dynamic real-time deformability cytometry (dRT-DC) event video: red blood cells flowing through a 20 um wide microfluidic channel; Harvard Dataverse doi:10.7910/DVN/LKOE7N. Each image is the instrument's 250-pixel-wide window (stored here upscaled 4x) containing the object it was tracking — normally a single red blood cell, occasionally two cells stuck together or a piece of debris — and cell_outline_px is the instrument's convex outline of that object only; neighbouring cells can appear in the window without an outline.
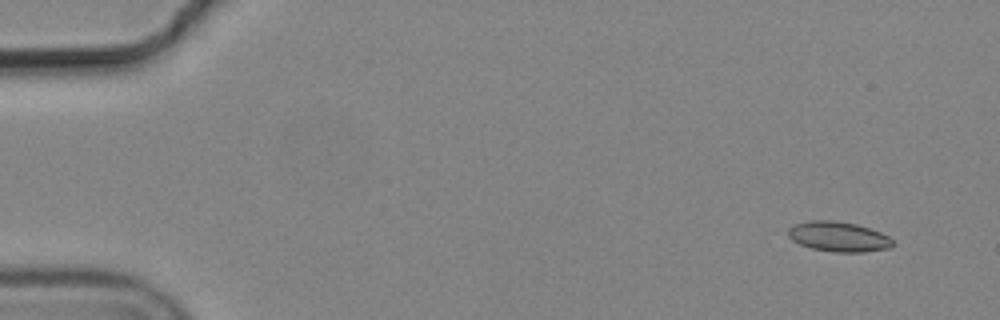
{"species": "common noctule bat (a hibernating species)", "species_latin": "Nyctalus noctula", "temperature_condition": "cold", "stored_images_in_passage": 7, "camera_frame_rate_fps": 3000, "um_per_image_px": 0.085, "animal": {"sex": "male", "body_mass_g": 19.2, "forearm_length_mm": 51.8}, "frame": {"image": 1, "passage_image": 1, "time_ms": 0.0, "image_size_px": [1000, 320], "cell_outline_px": [[896, 244], [892, 248], [864, 252], [836, 252], [812, 248], [800, 244], [792, 240], [788, 236], [788, 228], [796, 224], [808, 220], [836, 220], [856, 224], [880, 232], [888, 236]], "centroid_in_image_um": [71.3, 20.11], "position_along_channel_um": 13.7, "area_um2": 18.38}}
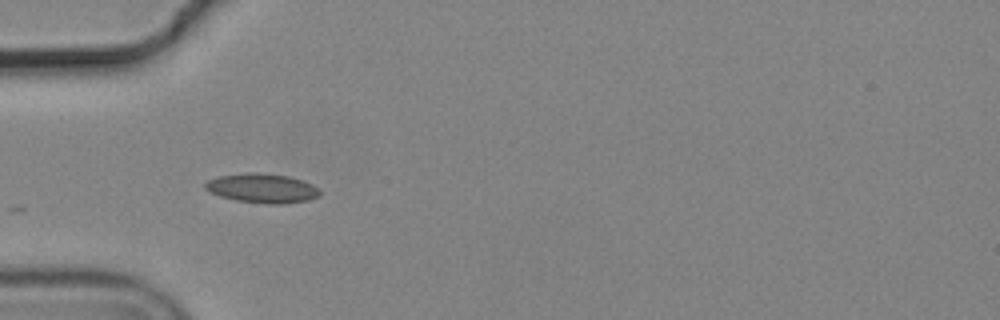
{"frame": {"image": 2, "passage_image": 5, "time_ms": 1.333, "image_size_px": [1000, 320], "cell_outline_px": [[320, 196], [308, 200], [280, 204], [268, 204], [236, 200], [220, 196], [204, 188], [204, 184], [208, 180], [220, 176], [248, 172], [256, 172], [288, 176], [312, 184], [320, 192]], "centroid_in_image_um": [22.28, 16.0], "position_along_channel_um": 62.7, "area_um2": 19.36}}
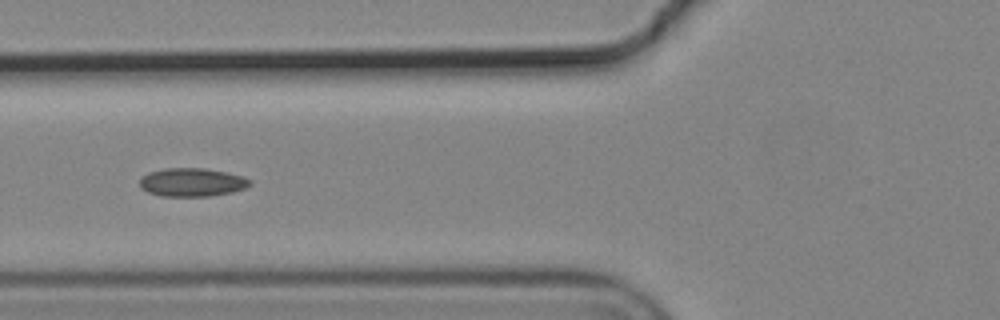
{"frame": {"image": 3, "passage_image": 6, "time_ms": 1.667, "image_size_px": [1000, 320], "cell_outline_px": [[252, 184], [244, 188], [232, 192], [208, 196], [160, 196], [148, 192], [140, 188], [140, 180], [148, 172], [164, 168], [204, 168], [228, 172], [244, 176], [252, 180]], "centroid_in_image_um": [16.34, 15.49], "position_along_channel_um": 109.5, "area_um2": 18.38}}